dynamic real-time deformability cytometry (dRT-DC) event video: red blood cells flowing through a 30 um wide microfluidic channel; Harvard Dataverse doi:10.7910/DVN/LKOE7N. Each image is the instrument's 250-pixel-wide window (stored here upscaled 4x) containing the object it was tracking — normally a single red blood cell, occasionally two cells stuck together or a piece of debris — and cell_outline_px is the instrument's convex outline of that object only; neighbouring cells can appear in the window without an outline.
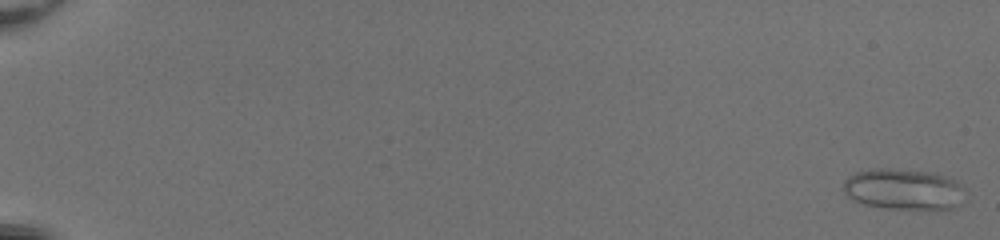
{"species": "common noctule bat (a hibernating species)", "species_latin": "Nyctalus noctula", "temperature_condition": "room temperature", "stored_images_in_passage": 53, "camera_frame_rate_fps": 3000, "um_per_image_px": 0.085, "animal": {"sex": "female", "body_mass_g": 20.0, "forearm_length_mm": 54.0}, "frame": {"image": 1, "passage_image": 2, "time_ms": 0.333, "image_size_px": [1000, 240], "cell_outline_px": [[968, 200], [952, 208], [884, 208], [864, 204], [848, 196], [844, 192], [844, 180], [848, 176], [856, 172], [868, 168], [888, 168], [936, 172], [948, 176], [956, 180], [968, 192]], "centroid_in_image_um": [76.88, 16.06], "position_along_channel_um": 8.1, "area_um2": 29.59}}
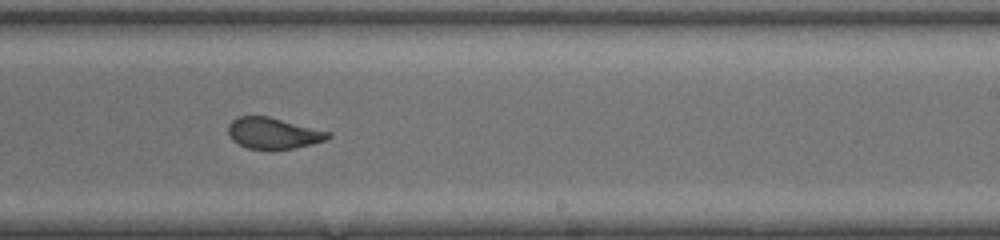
{"frame": {"image": 2, "passage_image": 36, "time_ms": 11.667, "image_size_px": [1000, 240], "cell_outline_px": [[332, 136], [328, 140], [312, 144], [292, 148], [248, 148], [232, 140], [228, 132], [228, 124], [236, 116], [268, 116], [332, 132]], "centroid_in_image_um": [23.26, 11.3], "position_along_channel_um": 265.7, "area_um2": 18.03}}
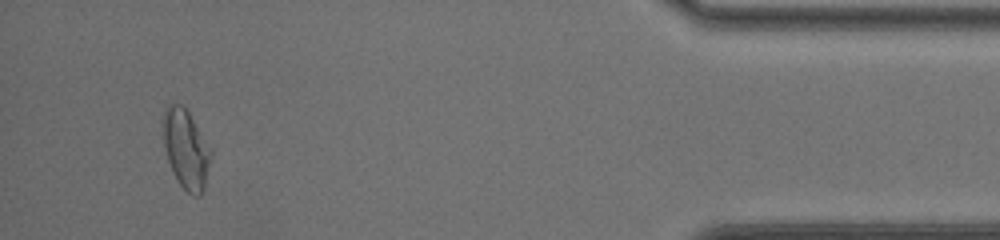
{"frame": {"image": 3, "passage_image": 51, "time_ms": 16.667, "image_size_px": [1000, 240], "cell_outline_px": [[212, 156], [204, 188], [200, 196], [192, 196], [176, 180], [172, 172], [168, 160], [164, 144], [164, 112], [168, 104], [180, 104], [188, 112], [212, 148]], "centroid_in_image_um": [15.84, 12.71], "position_along_channel_um": 419.4, "area_um2": 21.91}}